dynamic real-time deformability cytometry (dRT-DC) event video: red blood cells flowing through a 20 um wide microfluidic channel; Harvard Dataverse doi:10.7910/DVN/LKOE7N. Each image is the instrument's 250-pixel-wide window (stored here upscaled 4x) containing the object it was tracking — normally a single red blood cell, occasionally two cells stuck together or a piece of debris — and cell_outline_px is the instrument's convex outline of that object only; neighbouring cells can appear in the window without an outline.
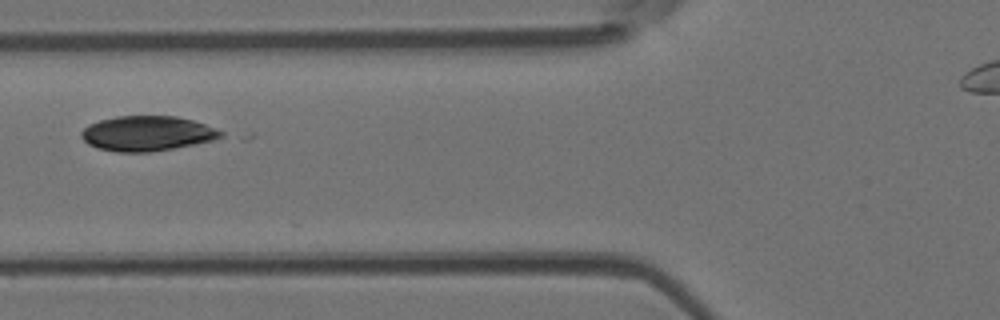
{"species": "Egyptian fruit bat (a non-hibernating species)", "species_latin": "Rousettus aegyptiacus", "temperature_condition": "room temperature", "stored_images_in_passage": 10, "camera_frame_rate_fps": 3000, "um_per_image_px": 0.085, "animal": {"sex": "female"}, "frame": {"image": 1, "passage_image": 4, "time_ms": 3.333, "image_size_px": [1000, 320], "cell_outline_px": [[224, 136], [212, 140], [196, 144], [152, 152], [116, 152], [96, 148], [88, 144], [80, 136], [80, 132], [88, 124], [100, 120], [116, 116], [176, 116], [192, 120], [204, 124], [224, 132]], "centroid_in_image_um": [12.48, 11.35], "position_along_channel_um": 113.3, "area_um2": 28.55}}
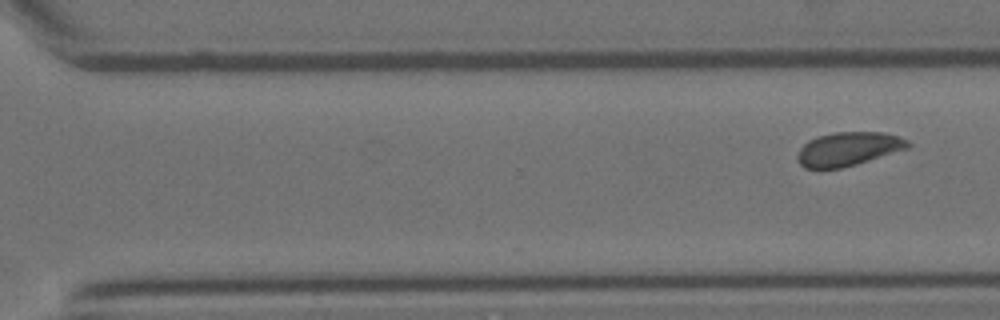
{"frame": {"image": 2, "passage_image": 10, "time_ms": 11.0, "image_size_px": [1000, 320], "cell_outline_px": [[912, 144], [908, 148], [856, 164], [840, 168], [804, 168], [796, 160], [796, 156], [800, 148], [808, 140], [816, 136], [836, 132], [884, 132], [900, 136], [908, 140]], "centroid_in_image_um": [72.1, 12.65], "position_along_channel_um": 298.5, "area_um2": 21.79}}